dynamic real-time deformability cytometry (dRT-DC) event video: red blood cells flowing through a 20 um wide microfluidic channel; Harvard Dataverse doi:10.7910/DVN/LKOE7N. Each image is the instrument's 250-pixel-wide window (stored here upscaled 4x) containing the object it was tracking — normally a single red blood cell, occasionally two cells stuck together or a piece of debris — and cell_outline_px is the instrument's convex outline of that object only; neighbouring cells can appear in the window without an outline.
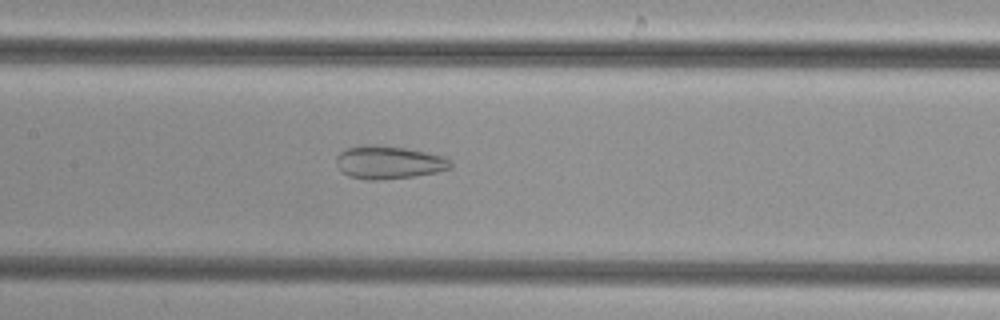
{"species": "common noctule bat (a hibernating species)", "species_latin": "Nyctalus noctula", "temperature_condition": "cold", "stored_images_in_passage": 49, "camera_frame_rate_fps": 3000, "um_per_image_px": 0.085, "animal": {"sex": "female", "body_mass_g": 29.2, "forearm_length_mm": 56.3}, "frame": {"image": 1, "passage_image": 23, "time_ms": 7.333, "image_size_px": [1000, 320], "cell_outline_px": [[452, 168], [436, 172], [416, 176], [380, 180], [368, 180], [348, 176], [340, 172], [336, 164], [336, 156], [340, 152], [348, 148], [372, 144], [404, 148], [444, 156], [452, 164]], "centroid_in_image_um": [33.01, 13.82], "position_along_channel_um": 174.4, "area_um2": 21.96}}
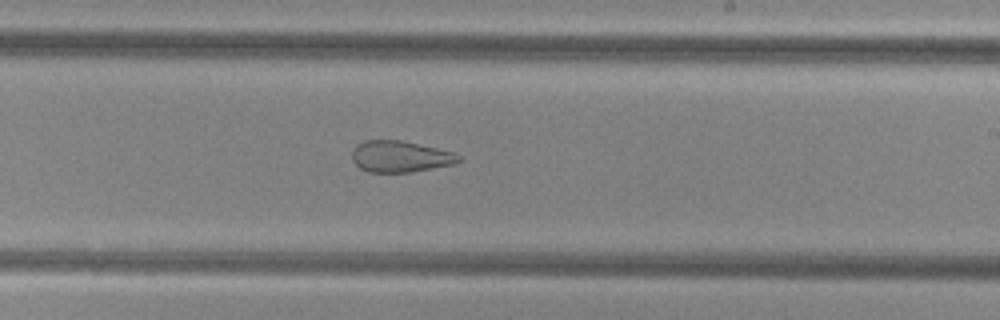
{"frame": {"image": 2, "passage_image": 29, "time_ms": 9.333, "image_size_px": [1000, 320], "cell_outline_px": [[464, 160], [456, 164], [412, 172], [368, 172], [360, 168], [352, 160], [352, 152], [356, 144], [364, 140], [400, 140], [456, 152]], "centroid_in_image_um": [34.06, 13.3], "position_along_channel_um": 254.9, "area_um2": 19.77}}
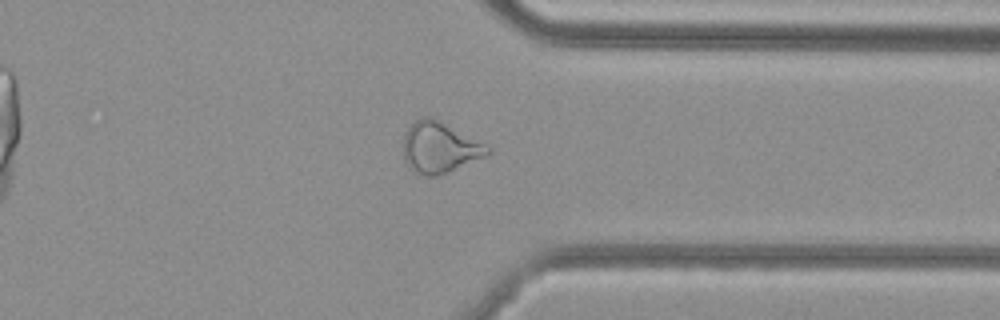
{"frame": {"image": 3, "passage_image": 38, "time_ms": 12.333, "image_size_px": [1000, 320], "cell_outline_px": [[492, 152], [488, 156], [436, 176], [428, 176], [416, 172], [404, 160], [404, 136], [408, 128], [420, 116], [432, 116], [440, 120], [492, 148]], "centroid_in_image_um": [37.39, 12.52], "position_along_channel_um": 374.0, "area_um2": 24.85}}